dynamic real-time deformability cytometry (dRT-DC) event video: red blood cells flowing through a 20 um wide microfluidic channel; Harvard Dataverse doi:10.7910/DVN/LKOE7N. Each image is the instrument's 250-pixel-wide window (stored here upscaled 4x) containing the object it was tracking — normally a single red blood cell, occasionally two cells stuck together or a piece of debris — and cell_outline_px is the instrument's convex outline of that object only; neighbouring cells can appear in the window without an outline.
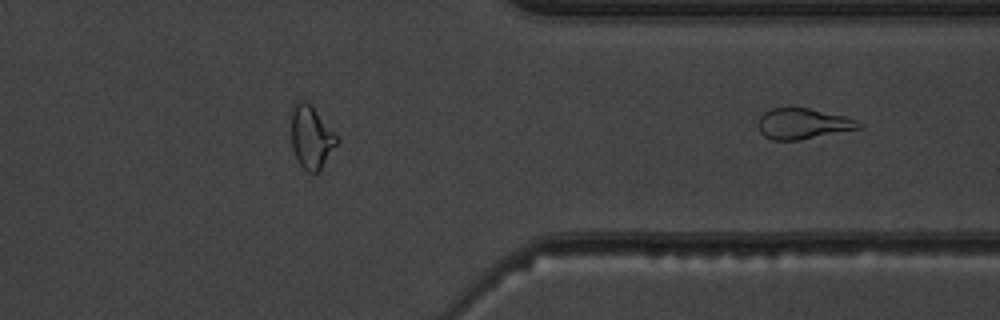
{"species": "common noctule bat (a hibernating species)", "species_latin": "Nyctalus noctula", "temperature_condition": "warm", "stored_images_in_passage": 41, "segment_of_instrument_passage": [2, 2], "camera_frame_rate_fps": 3000, "um_per_image_px": 0.085, "animal": {"sex": "male", "body_mass_g": 19.5, "forearm_length_mm": 54.6}, "frame": {"image": 1, "passage_image": 41, "time_ms": 13.333, "image_size_px": [1000, 320], "cell_outline_px": [[864, 128], [800, 140], [772, 140], [764, 136], [760, 132], [760, 116], [764, 112], [772, 108], [808, 108], [844, 116], [856, 120], [864, 124]], "centroid_in_image_um": [68.31, 10.53], "position_along_channel_um": 343.1, "area_um2": 17.98}}